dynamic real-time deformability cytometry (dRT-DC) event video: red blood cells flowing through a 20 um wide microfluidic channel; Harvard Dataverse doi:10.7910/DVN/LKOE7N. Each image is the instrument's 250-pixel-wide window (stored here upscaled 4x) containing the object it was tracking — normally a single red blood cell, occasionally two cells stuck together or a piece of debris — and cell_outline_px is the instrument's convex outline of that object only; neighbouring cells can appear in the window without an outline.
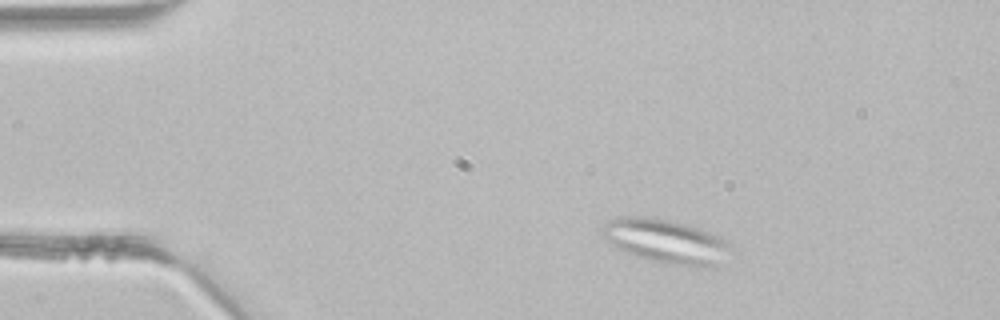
{"species": "common noctule bat (a hibernating species)", "species_latin": "Nyctalus noctula", "temperature_condition": "room temperature", "stored_images_in_passage": 3, "camera_frame_rate_fps": 3000, "um_per_image_px": 0.085, "animal": {"sex": "male", "body_mass_g": 21.5, "forearm_length_mm": 52.0}, "frame": {"image": 1, "passage_image": 2, "time_ms": 0.333, "image_size_px": [1000, 320], "cell_outline_px": [[728, 248], [716, 268], [700, 268], [652, 260], [636, 256], [612, 244], [604, 236], [604, 224], [608, 220], [616, 216], [644, 216], [668, 220], [684, 224], [720, 236], [728, 244]], "centroid_in_image_um": [56.59, 20.5], "position_along_channel_um": 28.4, "area_um2": 32.08}}